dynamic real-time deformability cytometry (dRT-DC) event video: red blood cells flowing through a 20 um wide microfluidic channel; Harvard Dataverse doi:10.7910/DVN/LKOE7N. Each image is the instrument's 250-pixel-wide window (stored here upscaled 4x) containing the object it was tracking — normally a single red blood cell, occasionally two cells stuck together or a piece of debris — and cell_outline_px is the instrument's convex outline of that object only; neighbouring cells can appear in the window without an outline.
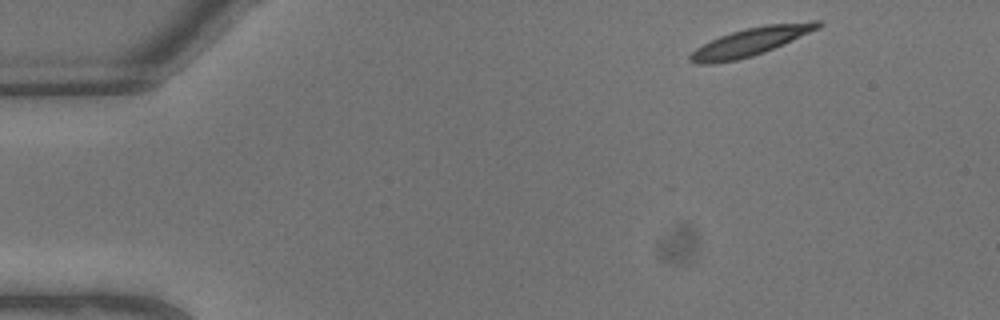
{"species": "common noctule bat (a hibernating species)", "species_latin": "Nyctalus noctula", "temperature_condition": "warm", "stored_images_in_passage": 5, "camera_frame_rate_fps": 3000, "um_per_image_px": 0.085, "animal": {"sex": "male", "body_mass_g": 13.3}, "frame": {"image": 1, "passage_image": 1, "time_ms": 0.0, "image_size_px": [1000, 320], "cell_outline_px": [[824, 24], [820, 28], [764, 52], [752, 56], [736, 60], [716, 64], [696, 64], [688, 60], [688, 56], [696, 48], [720, 36], [732, 32], [748, 28], [768, 24], [812, 20], [820, 20]], "centroid_in_image_um": [63.83, 3.54], "position_along_channel_um": 21.2, "area_um2": 20.87}}
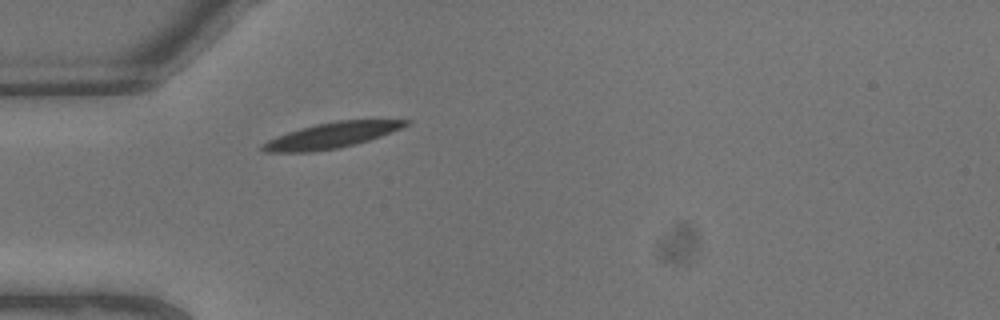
{"frame": {"image": 2, "passage_image": 5, "time_ms": 1.333, "image_size_px": [1000, 320], "cell_outline_px": [[412, 120], [408, 124], [400, 128], [380, 136], [368, 140], [340, 148], [312, 152], [264, 152], [260, 148], [260, 144], [276, 136], [300, 128], [316, 124], [340, 120]], "centroid_in_image_um": [28.11, 11.52], "position_along_channel_um": 56.9, "area_um2": 21.15}}